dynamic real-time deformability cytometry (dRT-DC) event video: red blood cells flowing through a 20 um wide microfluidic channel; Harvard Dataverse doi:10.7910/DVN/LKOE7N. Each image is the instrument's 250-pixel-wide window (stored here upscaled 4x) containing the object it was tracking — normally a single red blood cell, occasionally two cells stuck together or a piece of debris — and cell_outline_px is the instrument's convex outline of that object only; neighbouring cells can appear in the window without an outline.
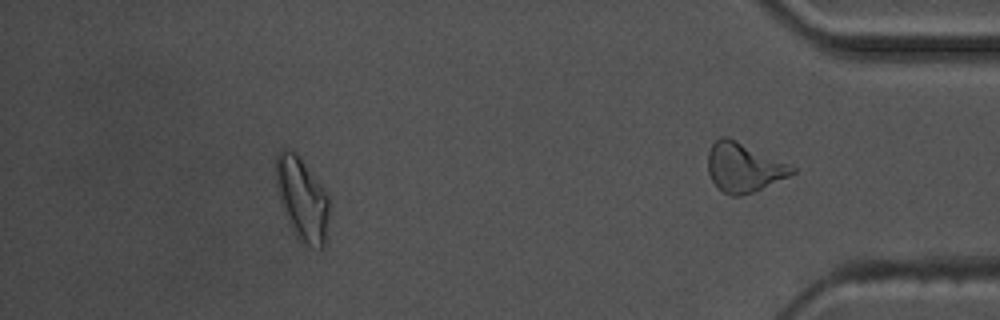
{"species": "common noctule bat (a hibernating species)", "species_latin": "Nyctalus noctula", "temperature_condition": "warm", "stored_images_in_passage": 41, "segment_of_instrument_passage": [1, 2], "camera_frame_rate_fps": 3000, "um_per_image_px": 0.085, "animal": {"sex": "male", "body_mass_g": 17.5, "forearm_length_mm": 52.3}, "frame": {"image": 1, "passage_image": 35, "time_ms": 11.333, "image_size_px": [1000, 320], "cell_outline_px": [[328, 216], [324, 248], [320, 248], [308, 244], [296, 232], [288, 220], [280, 200], [276, 184], [276, 156], [280, 148], [284, 148], [296, 152], [300, 156], [320, 184], [328, 196]], "centroid_in_image_um": [25.67, 16.81], "position_along_channel_um": 409.5, "area_um2": 24.91}}